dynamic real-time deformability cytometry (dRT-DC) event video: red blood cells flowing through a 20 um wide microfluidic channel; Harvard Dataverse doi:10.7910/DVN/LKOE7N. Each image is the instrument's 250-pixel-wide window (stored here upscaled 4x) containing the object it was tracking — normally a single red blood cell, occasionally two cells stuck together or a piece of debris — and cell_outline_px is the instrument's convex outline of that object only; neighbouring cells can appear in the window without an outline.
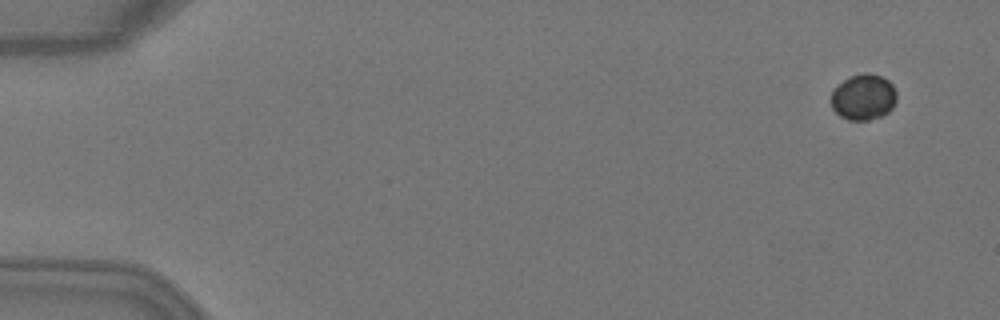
{"species": "Egyptian fruit bat (a non-hibernating species)", "species_latin": "Rousettus aegyptiacus", "temperature_condition": "warm", "stored_images_in_passage": 6, "camera_frame_rate_fps": 3000, "um_per_image_px": 0.085, "animal": {"sex": "female"}, "frame": {"image": 1, "passage_image": 1, "time_ms": 0.0, "image_size_px": [1000, 320], "cell_outline_px": [[896, 100], [892, 108], [888, 112], [880, 116], [868, 120], [848, 120], [840, 116], [832, 108], [832, 88], [844, 80], [852, 76], [864, 72], [868, 72], [880, 76], [888, 80], [892, 84], [896, 92]], "centroid_in_image_um": [73.39, 8.25], "position_along_channel_um": 11.6, "area_um2": 17.51}}
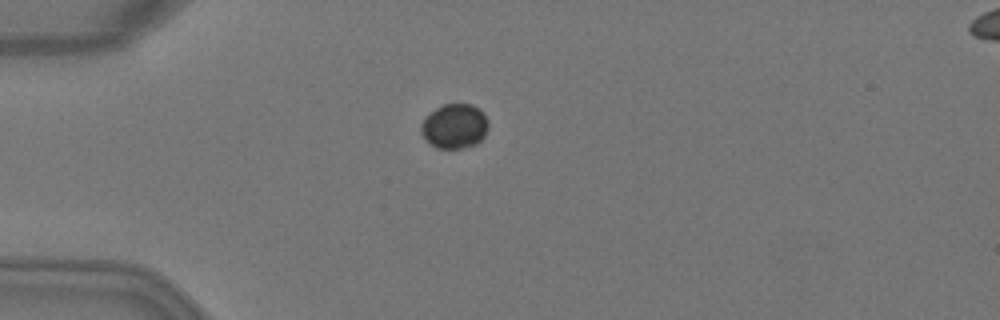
{"frame": {"image": 2, "passage_image": 4, "time_ms": 1.0, "image_size_px": [1000, 320], "cell_outline_px": [[488, 128], [484, 136], [476, 144], [464, 148], [436, 148], [420, 132], [420, 124], [424, 116], [436, 108], [444, 104], [472, 104], [480, 108], [484, 112], [488, 120]], "centroid_in_image_um": [38.64, 10.7], "position_along_channel_um": 46.4, "area_um2": 17.69}}